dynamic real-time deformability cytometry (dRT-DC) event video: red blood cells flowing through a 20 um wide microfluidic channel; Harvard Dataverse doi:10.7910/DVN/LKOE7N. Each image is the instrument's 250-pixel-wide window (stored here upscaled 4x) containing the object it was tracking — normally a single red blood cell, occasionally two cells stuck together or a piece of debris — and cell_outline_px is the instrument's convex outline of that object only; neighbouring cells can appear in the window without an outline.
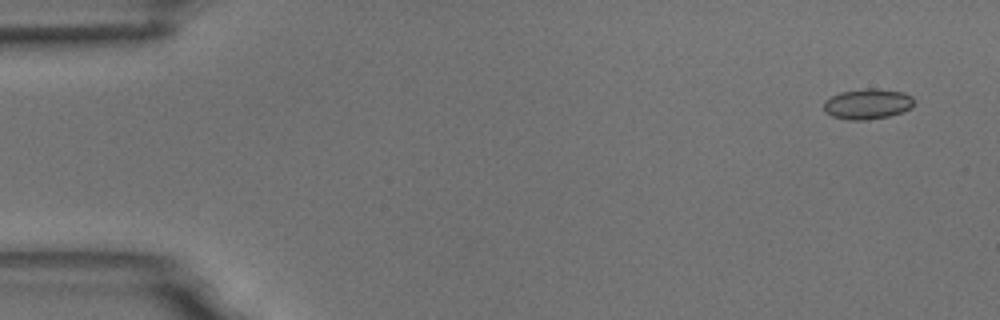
{"species": "common noctule bat (a hibernating species)", "species_latin": "Nyctalus noctula", "temperature_condition": "room temperature", "stored_images_in_passage": 5, "camera_frame_rate_fps": 3000, "um_per_image_px": 0.085, "animal": {"sex": "male", "body_mass_g": 18.8}, "frame": {"image": 1, "passage_image": 1, "time_ms": 0.0, "image_size_px": [1000, 320], "cell_outline_px": [[912, 108], [888, 116], [868, 120], [852, 120], [832, 116], [824, 112], [824, 100], [840, 92], [864, 88], [876, 88], [904, 92], [912, 96]], "centroid_in_image_um": [73.72, 8.82], "position_along_channel_um": 11.3, "area_um2": 16.01}}